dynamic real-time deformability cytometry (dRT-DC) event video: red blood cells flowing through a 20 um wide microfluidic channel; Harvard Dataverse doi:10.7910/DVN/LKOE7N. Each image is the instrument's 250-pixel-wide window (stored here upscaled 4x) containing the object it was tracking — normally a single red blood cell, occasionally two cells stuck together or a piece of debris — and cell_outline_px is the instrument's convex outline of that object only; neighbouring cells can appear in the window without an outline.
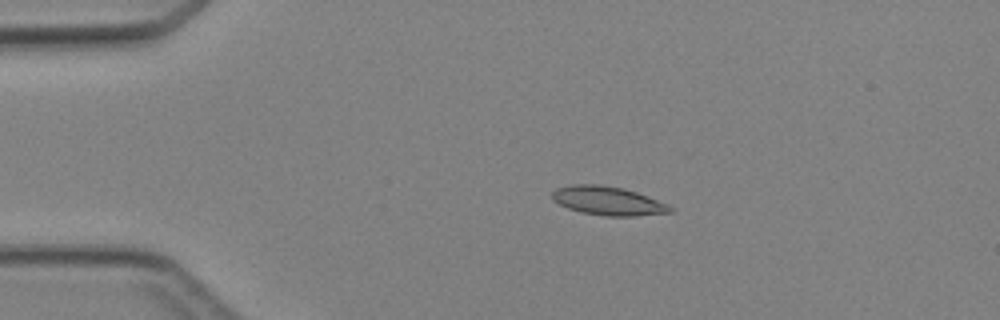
{"species": "Egyptian fruit bat (a non-hibernating species)", "species_latin": "Rousettus aegyptiacus", "temperature_condition": "cold", "stored_images_in_passage": 4, "camera_frame_rate_fps": 3000, "um_per_image_px": 0.085, "animal": {"sex": "female"}, "frame": {"image": 1, "passage_image": 3, "time_ms": 2.0, "image_size_px": [1000, 320], "cell_outline_px": [[672, 212], [632, 216], [608, 216], [580, 212], [568, 208], [552, 200], [552, 192], [556, 188], [572, 184], [600, 184], [624, 188], [636, 192], [668, 204], [672, 208]], "centroid_in_image_um": [51.64, 17.06], "position_along_channel_um": 33.4, "area_um2": 19.71}}